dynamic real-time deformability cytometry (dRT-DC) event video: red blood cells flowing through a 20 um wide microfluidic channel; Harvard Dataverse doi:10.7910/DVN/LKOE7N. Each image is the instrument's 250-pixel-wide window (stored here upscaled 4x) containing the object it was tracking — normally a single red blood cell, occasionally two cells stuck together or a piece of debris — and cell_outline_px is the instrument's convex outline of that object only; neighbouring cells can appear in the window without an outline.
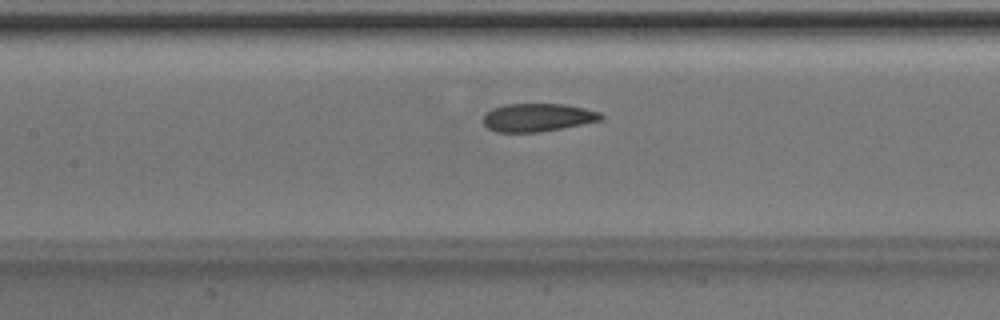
{"species": "Egyptian fruit bat (a non-hibernating species)", "species_latin": "Rousettus aegyptiacus", "temperature_condition": "room temperature", "stored_images_in_passage": 17, "camera_frame_rate_fps": 3000, "um_per_image_px": 0.085, "animal": {"sex": "male"}, "frame": {"image": 1, "passage_image": 15, "time_ms": 4.667, "image_size_px": [1000, 320], "cell_outline_px": [[604, 120], [540, 132], [496, 132], [488, 128], [484, 124], [484, 112], [492, 108], [508, 104], [564, 104], [584, 108], [600, 112], [604, 116]], "centroid_in_image_um": [45.71, 9.98], "position_along_channel_um": 161.7, "area_um2": 19.36}}